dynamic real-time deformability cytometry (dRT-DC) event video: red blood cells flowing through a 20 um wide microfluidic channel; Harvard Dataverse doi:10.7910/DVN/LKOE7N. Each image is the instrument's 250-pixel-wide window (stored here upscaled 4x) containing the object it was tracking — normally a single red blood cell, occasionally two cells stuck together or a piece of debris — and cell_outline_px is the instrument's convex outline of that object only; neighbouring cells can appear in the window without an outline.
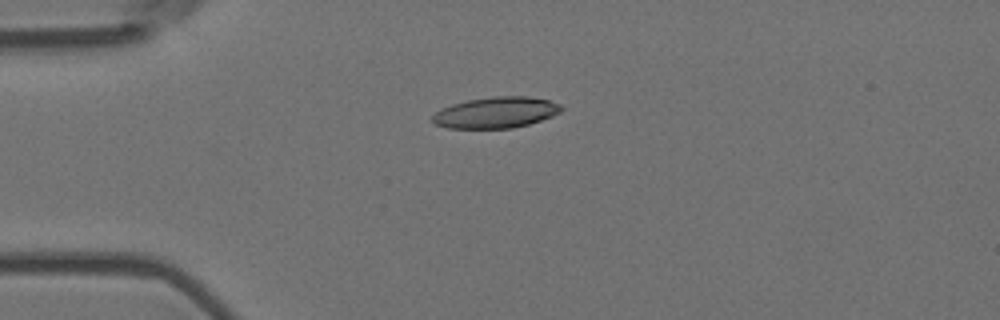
{"species": "Egyptian fruit bat (a non-hibernating species)", "species_latin": "Rousettus aegyptiacus", "temperature_condition": "room temperature", "stored_images_in_passage": 7, "camera_frame_rate_fps": 3000, "um_per_image_px": 0.085, "animal": {"sex": "female"}, "frame": {"image": 1, "passage_image": 1, "time_ms": 0.0, "image_size_px": [1000, 320], "cell_outline_px": [[564, 108], [560, 112], [552, 116], [528, 124], [512, 128], [448, 128], [436, 124], [432, 120], [432, 116], [440, 108], [452, 104], [468, 100], [496, 96], [528, 96], [548, 100], [560, 104]], "centroid_in_image_um": [42.15, 9.56], "position_along_channel_um": 42.8, "area_um2": 23.24}}
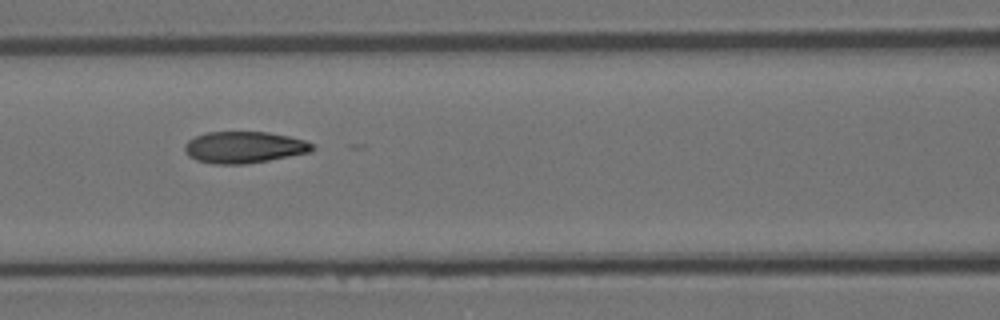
{"frame": {"image": 2, "passage_image": 4, "time_ms": 1.0, "image_size_px": [1000, 320], "cell_outline_px": [[316, 148], [312, 152], [268, 160], [244, 164], [212, 164], [196, 160], [188, 156], [184, 152], [184, 144], [188, 140], [204, 132], [268, 132], [288, 136], [304, 140], [312, 144]], "centroid_in_image_um": [20.72, 12.52], "position_along_channel_um": 145.9, "area_um2": 23.64}}
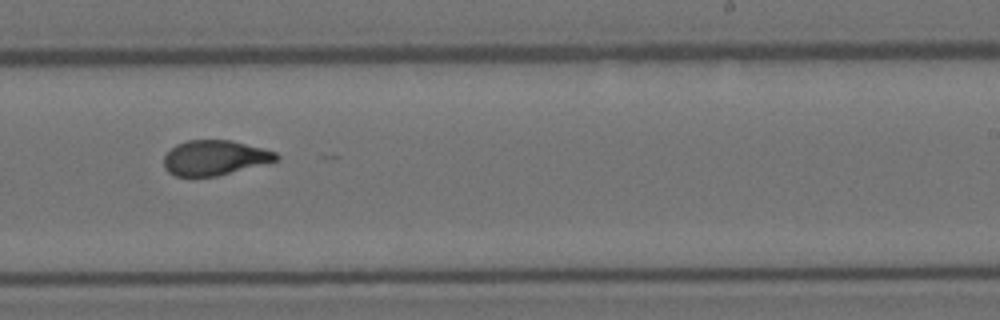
{"frame": {"image": 3, "passage_image": 7, "time_ms": 2.0, "image_size_px": [1000, 320], "cell_outline_px": [[280, 160], [216, 176], [176, 176], [168, 172], [164, 168], [164, 156], [176, 144], [188, 140], [232, 140], [264, 148], [276, 152], [280, 156]], "centroid_in_image_um": [18.28, 13.4], "position_along_channel_um": 270.7, "area_um2": 22.95}}